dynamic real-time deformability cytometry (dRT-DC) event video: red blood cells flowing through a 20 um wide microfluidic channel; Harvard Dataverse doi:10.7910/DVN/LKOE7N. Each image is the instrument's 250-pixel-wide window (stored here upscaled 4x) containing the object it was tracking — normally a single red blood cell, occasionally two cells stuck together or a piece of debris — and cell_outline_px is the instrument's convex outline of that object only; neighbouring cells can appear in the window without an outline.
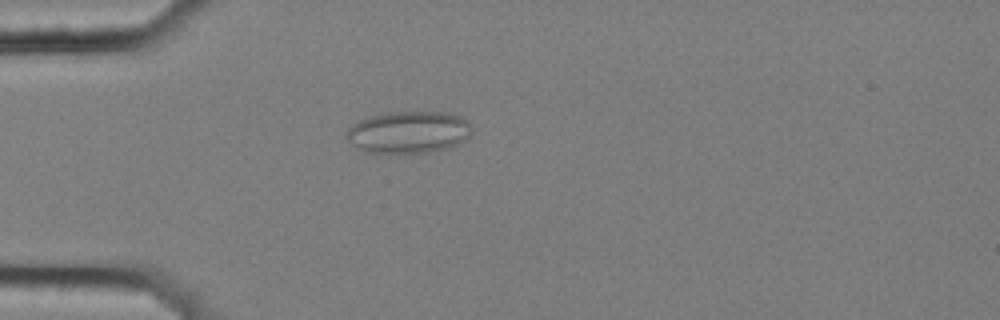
{"species": "common noctule bat (a hibernating species)", "species_latin": "Nyctalus noctula", "temperature_condition": "cold", "stored_images_in_passage": 6, "camera_frame_rate_fps": 3000, "um_per_image_px": 0.085, "animal": {"sex": "female", "body_mass_g": 25.1}, "frame": {"image": 1, "passage_image": 4, "time_ms": 1.0, "image_size_px": [1000, 320], "cell_outline_px": [[472, 132], [468, 140], [460, 144], [448, 148], [428, 152], [364, 152], [356, 148], [344, 136], [348, 128], [352, 124], [360, 120], [384, 112], [452, 112], [468, 120], [472, 128]], "centroid_in_image_um": [34.77, 11.22], "position_along_channel_um": 50.2, "area_um2": 31.1}}